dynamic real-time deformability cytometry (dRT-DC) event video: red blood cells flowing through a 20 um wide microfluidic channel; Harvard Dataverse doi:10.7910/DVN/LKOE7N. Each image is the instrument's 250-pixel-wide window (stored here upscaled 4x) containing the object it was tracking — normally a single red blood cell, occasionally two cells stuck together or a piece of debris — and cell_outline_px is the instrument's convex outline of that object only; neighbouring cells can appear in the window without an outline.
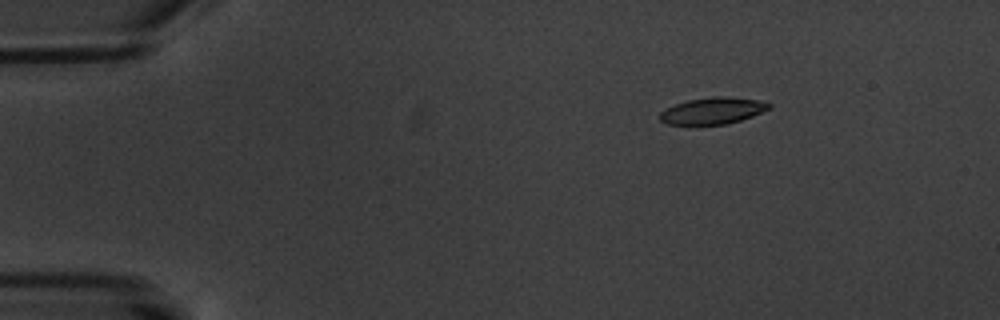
{"species": "common noctule bat (a hibernating species)", "species_latin": "Nyctalus noctula", "temperature_condition": "warm", "stored_images_in_passage": 8, "camera_frame_rate_fps": 3000, "um_per_image_px": 0.085, "animal": {"sex": "male", "body_mass_g": 20.1, "forearm_length_mm": 53.5}, "frame": {"image": 1, "passage_image": 3, "time_ms": 2.333, "image_size_px": [1000, 320], "cell_outline_px": [[772, 108], [752, 116], [740, 120], [724, 124], [696, 128], [668, 124], [660, 120], [660, 112], [676, 104], [688, 100], [712, 96], [728, 96], [756, 100], [772, 104]], "centroid_in_image_um": [60.54, 9.46], "position_along_channel_um": 24.5, "area_um2": 17.51}}